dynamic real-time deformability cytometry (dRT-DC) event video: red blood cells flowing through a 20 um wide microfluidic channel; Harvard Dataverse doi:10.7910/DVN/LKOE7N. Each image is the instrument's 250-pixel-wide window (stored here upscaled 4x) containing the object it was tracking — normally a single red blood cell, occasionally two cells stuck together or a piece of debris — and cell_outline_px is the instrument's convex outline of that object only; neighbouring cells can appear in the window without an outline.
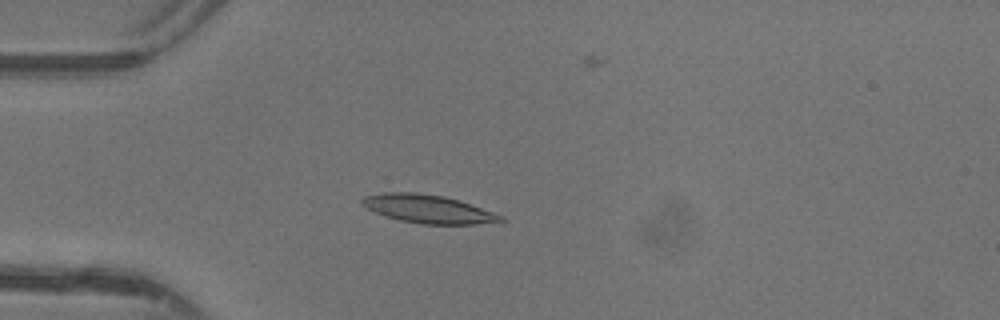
{"species": "common noctule bat (a hibernating species)", "species_latin": "Nyctalus noctula", "temperature_condition": "warm", "stored_images_in_passage": 49, "camera_frame_rate_fps": 3000, "um_per_image_px": 0.085, "animal": {"sex": "female"}, "frame": {"image": 1, "passage_image": 14, "time_ms": 4.333, "image_size_px": [1000, 320], "cell_outline_px": [[504, 220], [476, 224], [420, 224], [400, 220], [384, 216], [360, 204], [360, 200], [364, 196], [380, 192], [416, 192], [444, 196], [504, 216]], "centroid_in_image_um": [36.3, 17.75], "position_along_channel_um": 48.7, "area_um2": 22.6}}
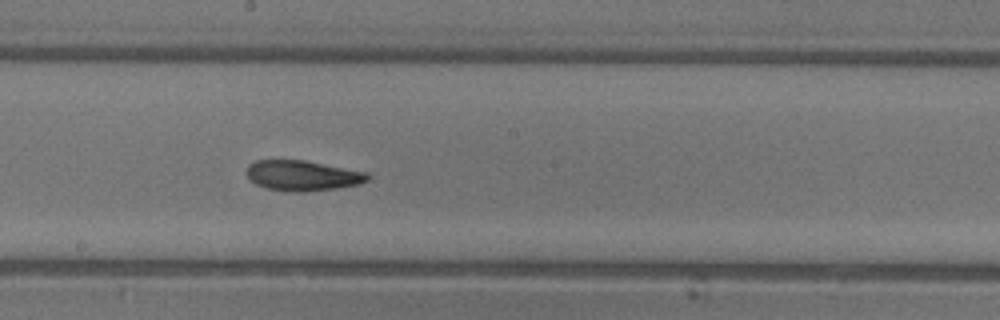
{"frame": {"image": 2, "passage_image": 27, "time_ms": 8.667, "image_size_px": [1000, 320], "cell_outline_px": [[372, 176], [368, 180], [360, 184], [336, 188], [308, 192], [296, 192], [264, 188], [256, 184], [248, 176], [248, 164], [256, 160], [304, 160], [368, 172]], "centroid_in_image_um": [25.76, 14.93], "position_along_channel_um": 222.4, "area_um2": 21.44}}
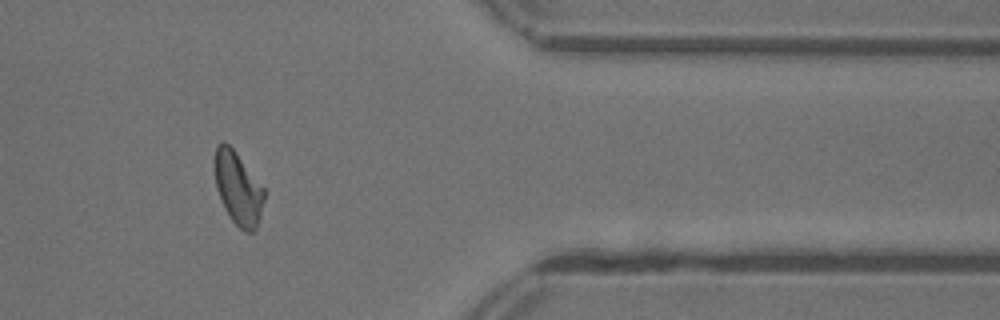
{"frame": {"image": 3, "passage_image": 40, "time_ms": 13.0, "image_size_px": [1000, 320], "cell_outline_px": [[264, 200], [260, 220], [256, 228], [252, 232], [244, 232], [232, 220], [224, 208], [220, 200], [216, 188], [212, 168], [212, 160], [216, 144], [224, 140], [232, 148], [264, 188]], "centroid_in_image_um": [20.18, 15.98], "position_along_channel_um": 391.2, "area_um2": 21.44}, "authors_computed_cell_mechanics": {"area_um2": 21.4438, "velocity_mm_per_s": 4.3907, "shape_relaxation_time_tau1_ms": 6.0292, "shape_relaxation_time_tau2_ms": 2.8475, "deformation_change_tau1": 0.1874, "deformation_change_tau2": 0.1061}}